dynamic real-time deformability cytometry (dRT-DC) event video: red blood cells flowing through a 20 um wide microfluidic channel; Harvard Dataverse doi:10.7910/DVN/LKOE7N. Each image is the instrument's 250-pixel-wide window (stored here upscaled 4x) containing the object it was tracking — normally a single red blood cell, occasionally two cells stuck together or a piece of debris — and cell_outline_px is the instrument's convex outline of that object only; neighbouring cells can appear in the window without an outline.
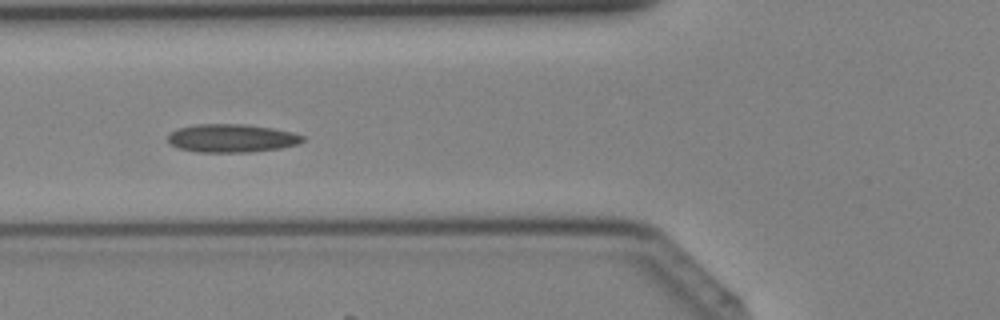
{"species": "Egyptian fruit bat (a non-hibernating species)", "species_latin": "Rousettus aegyptiacus", "temperature_condition": "cold", "stored_images_in_passage": 29, "camera_frame_rate_fps": 3000, "um_per_image_px": 0.085, "animal": {"sex": "female"}, "frame": {"image": 1, "passage_image": 5, "time_ms": 1.333, "image_size_px": [1000, 320], "cell_outline_px": [[304, 140], [300, 144], [280, 148], [248, 152], [196, 152], [180, 148], [172, 144], [168, 140], [168, 136], [172, 132], [180, 128], [196, 124], [244, 124], [272, 128], [292, 132], [304, 136]], "centroid_in_image_um": [19.73, 11.75], "position_along_channel_um": 106.1, "area_um2": 22.02}}
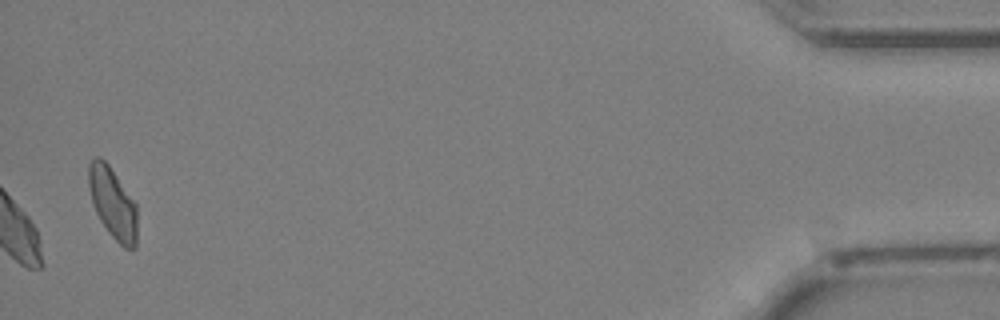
{"frame": {"image": 2, "passage_image": 29, "time_ms": 9.333, "image_size_px": [1000, 320], "cell_outline_px": [[136, 248], [124, 248], [108, 232], [100, 220], [92, 204], [88, 184], [88, 164], [92, 156], [100, 156], [108, 164], [136, 204]], "centroid_in_image_um": [9.55, 17.23], "position_along_channel_um": 425.7, "area_um2": 20.06}}